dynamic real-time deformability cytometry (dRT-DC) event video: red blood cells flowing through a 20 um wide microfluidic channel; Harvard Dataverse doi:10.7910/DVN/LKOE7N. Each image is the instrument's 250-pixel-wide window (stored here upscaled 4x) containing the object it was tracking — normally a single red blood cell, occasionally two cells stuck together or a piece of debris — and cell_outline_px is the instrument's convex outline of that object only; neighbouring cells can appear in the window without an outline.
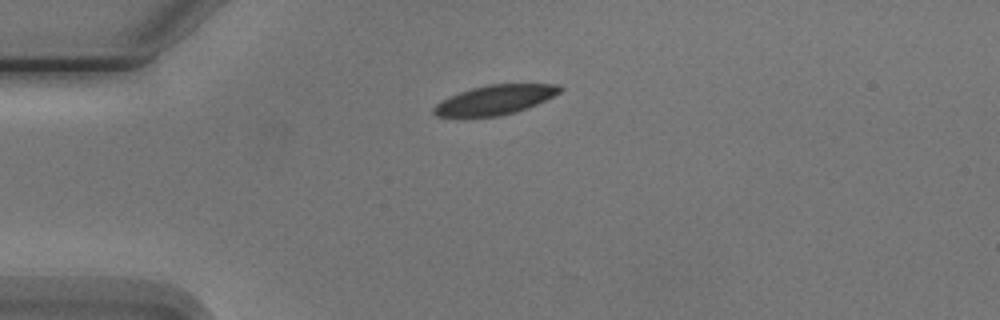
{"species": "Egyptian fruit bat (a non-hibernating species)", "species_latin": "Rousettus aegyptiacus", "temperature_condition": "cold", "stored_images_in_passage": 1, "camera_frame_rate_fps": 3000, "um_per_image_px": 0.085, "animal": {"sex": "male"}, "frame": {"image": 1, "passage_image": 1, "time_ms": 0.0, "image_size_px": [1000, 320], "cell_outline_px": [[564, 88], [560, 92], [528, 108], [516, 112], [500, 116], [436, 116], [432, 112], [432, 108], [436, 104], [460, 92], [472, 88], [488, 84], [560, 84]], "centroid_in_image_um": [42.11, 8.48], "position_along_channel_um": 42.9, "area_um2": 21.39}}